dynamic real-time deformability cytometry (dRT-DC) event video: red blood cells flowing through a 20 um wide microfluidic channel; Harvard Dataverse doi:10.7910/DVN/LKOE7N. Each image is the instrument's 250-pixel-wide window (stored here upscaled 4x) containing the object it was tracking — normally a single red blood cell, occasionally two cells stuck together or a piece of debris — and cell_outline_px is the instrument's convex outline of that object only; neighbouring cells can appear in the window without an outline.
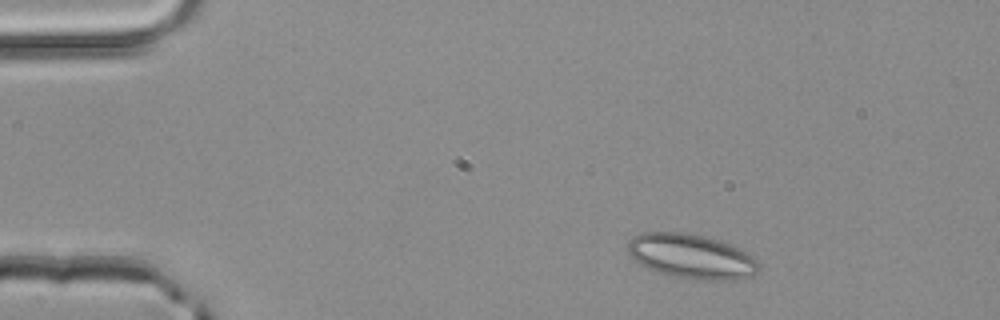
{"species": "common noctule bat (a hibernating species)", "species_latin": "Nyctalus noctula", "temperature_condition": "room temperature", "stored_images_in_passage": 2, "camera_frame_rate_fps": 3000, "um_per_image_px": 0.085, "animal": {"sex": "male", "body_mass_g": 20.4}, "frame": {"image": 1, "passage_image": 1, "time_ms": 0.0, "image_size_px": [1000, 320], "cell_outline_px": [[760, 268], [752, 276], [736, 280], [696, 280], [672, 276], [656, 272], [640, 264], [628, 252], [628, 240], [632, 236], [640, 232], [684, 232], [704, 236], [720, 240], [740, 248], [748, 252], [760, 264]], "centroid_in_image_um": [58.78, 21.79], "position_along_channel_um": 26.2, "area_um2": 34.45}}